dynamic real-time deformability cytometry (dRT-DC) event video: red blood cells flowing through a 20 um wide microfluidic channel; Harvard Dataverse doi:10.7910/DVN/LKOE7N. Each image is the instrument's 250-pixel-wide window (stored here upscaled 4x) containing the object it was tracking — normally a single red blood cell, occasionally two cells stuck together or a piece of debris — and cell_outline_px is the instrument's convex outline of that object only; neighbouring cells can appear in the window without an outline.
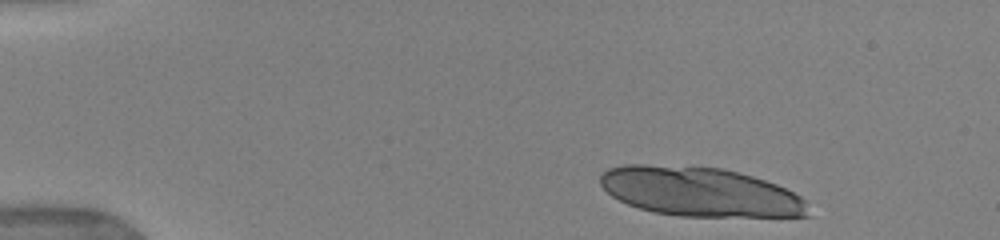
{"species": "human", "species_latin": "Homo sapiens", "temperature_condition": "warm", "stored_images_in_passage": 15, "camera_frame_rate_fps": 3000, "um_per_image_px": 0.085, "donor": {"sex": "female"}, "frame": {"image": 1, "passage_image": 1, "time_ms": 0.0, "image_size_px": [1000, 240], "cell_outline_px": [[812, 216], [680, 216], [652, 212], [628, 204], [612, 196], [600, 184], [600, 176], [608, 168], [624, 164], [644, 164], [724, 168], [740, 172], [776, 184], [808, 200]], "centroid_in_image_um": [59.53, 16.3], "position_along_channel_um": 25.5, "area_um2": 59.82}}